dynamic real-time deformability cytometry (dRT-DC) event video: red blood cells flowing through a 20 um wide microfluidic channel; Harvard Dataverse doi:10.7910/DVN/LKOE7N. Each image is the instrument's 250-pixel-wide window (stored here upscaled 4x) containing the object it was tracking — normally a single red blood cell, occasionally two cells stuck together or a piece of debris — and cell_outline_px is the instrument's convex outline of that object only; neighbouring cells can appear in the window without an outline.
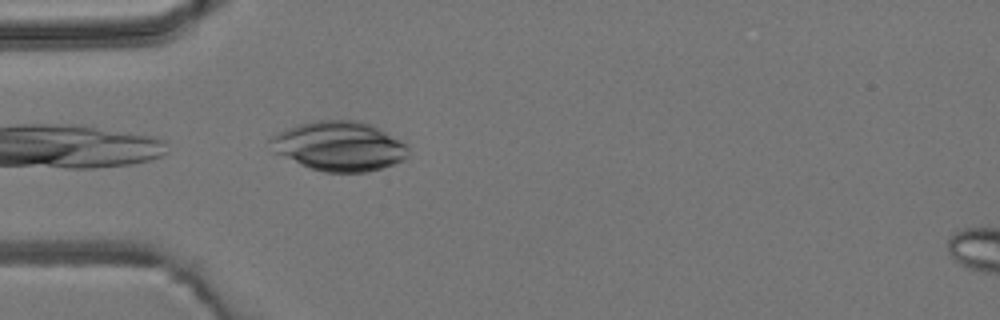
{"species": "common noctule bat (a hibernating species)", "species_latin": "Nyctalus noctula", "temperature_condition": "room temperature", "stored_images_in_passage": 4, "camera_frame_rate_fps": 3000, "um_per_image_px": 0.085, "animal": {"sex": "male", "body_mass_g": 19.2, "forearm_length_mm": 51.8}, "frame": {"image": 1, "passage_image": 4, "time_ms": 3.667, "image_size_px": [1000, 320], "cell_outline_px": [[408, 156], [392, 164], [368, 172], [324, 172], [300, 164], [272, 152], [268, 140], [272, 136], [296, 124], [316, 120], [356, 120], [372, 124], [408, 144]], "centroid_in_image_um": [28.81, 12.41], "position_along_channel_um": 56.2, "area_um2": 39.82}}